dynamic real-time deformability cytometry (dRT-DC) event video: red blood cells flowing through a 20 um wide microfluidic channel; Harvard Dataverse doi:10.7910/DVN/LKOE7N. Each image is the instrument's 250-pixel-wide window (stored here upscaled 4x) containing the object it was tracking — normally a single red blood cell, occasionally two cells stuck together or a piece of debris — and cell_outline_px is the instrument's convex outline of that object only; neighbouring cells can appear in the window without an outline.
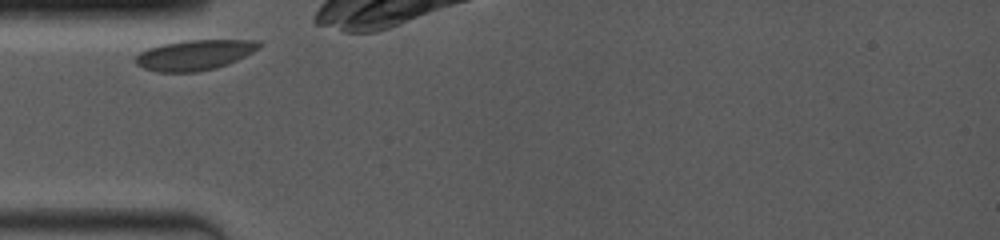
{"species": "common noctule bat (a hibernating species)", "species_latin": "Nyctalus noctula", "temperature_condition": "room temperature", "stored_images_in_passage": 25, "camera_frame_rate_fps": 4000, "um_per_image_px": 0.085, "animal": {"sex": "female", "body_mass_g": 19.0, "forearm_length_mm": 53.3}, "frame": {"image": 1, "passage_image": 1, "time_ms": 0.0, "image_size_px": [1000, 240], "cell_outline_px": [[264, 44], [260, 48], [228, 64], [216, 68], [200, 72], [156, 72], [144, 68], [136, 64], [132, 60], [140, 52], [148, 48], [164, 44], [184, 40], [260, 40]], "centroid_in_image_um": [16.55, 4.67], "position_along_channel_um": 68.5, "area_um2": 21.96}}
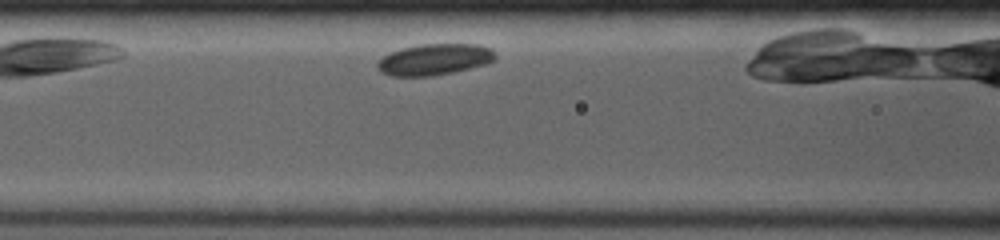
{"frame": {"image": 2, "passage_image": 8, "time_ms": 1.75, "image_size_px": [1000, 240], "cell_outline_px": [[496, 60], [484, 64], [452, 72], [432, 76], [388, 76], [380, 72], [376, 68], [376, 64], [388, 52], [400, 48], [420, 44], [480, 44], [492, 48], [496, 56]], "centroid_in_image_um": [36.9, 5.04], "position_along_channel_um": 129.7, "area_um2": 21.68}}